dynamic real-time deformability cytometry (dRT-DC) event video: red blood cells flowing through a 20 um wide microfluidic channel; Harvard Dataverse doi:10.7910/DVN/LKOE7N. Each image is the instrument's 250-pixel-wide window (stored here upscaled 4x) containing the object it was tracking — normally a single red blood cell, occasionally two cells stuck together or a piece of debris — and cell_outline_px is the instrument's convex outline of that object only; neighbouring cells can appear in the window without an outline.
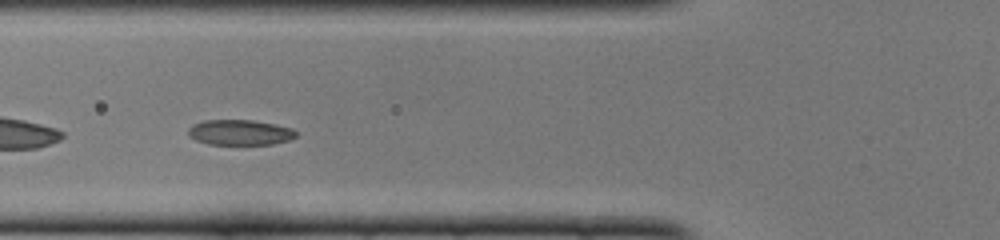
{"species": "common noctule bat (a hibernating species)", "species_latin": "Nyctalus noctula", "temperature_condition": "cold", "stored_images_in_passage": 35, "camera_frame_rate_fps": 3000, "um_per_image_px": 0.085, "animal": {"sex": "female", "body_mass_g": 22.0, "forearm_length_mm": 56.7}, "frame": {"image": 1, "passage_image": 6, "time_ms": 1.667, "image_size_px": [1000, 240], "cell_outline_px": [[296, 136], [288, 140], [272, 144], [208, 144], [196, 140], [188, 136], [188, 128], [192, 124], [204, 120], [252, 120], [276, 124], [292, 128], [296, 132]], "centroid_in_image_um": [20.36, 11.25], "position_along_channel_um": 105.4, "area_um2": 15.95}}
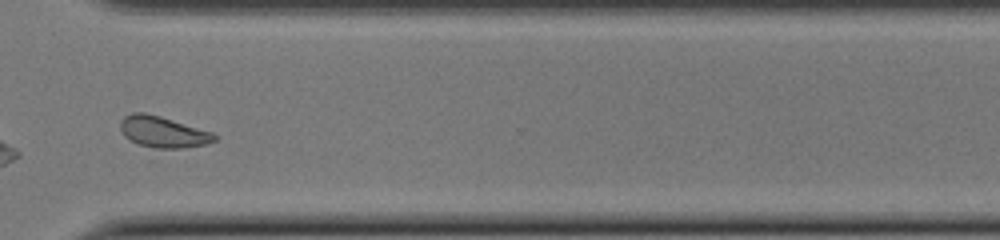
{"frame": {"image": 2, "passage_image": 25, "time_ms": 8.0, "image_size_px": [1000, 240], "cell_outline_px": [[216, 140], [208, 144], [184, 148], [156, 148], [140, 144], [128, 140], [124, 136], [120, 128], [120, 120], [124, 116], [132, 112], [144, 112], [160, 116], [212, 132], [216, 136]], "centroid_in_image_um": [13.83, 11.21], "position_along_channel_um": 356.8, "area_um2": 17.11}, "authors_computed_cell_mechanics": {"area_um2": 16.8776, "velocity_mm_per_s": 3.9527, "shape_relaxation_time_tau1_ms": 2.7588, "shape_relaxation_time_tau2_ms": 3.2133, "deformation_change_tau1": 0.0988, "deformation_change_tau2": 0.0687}}